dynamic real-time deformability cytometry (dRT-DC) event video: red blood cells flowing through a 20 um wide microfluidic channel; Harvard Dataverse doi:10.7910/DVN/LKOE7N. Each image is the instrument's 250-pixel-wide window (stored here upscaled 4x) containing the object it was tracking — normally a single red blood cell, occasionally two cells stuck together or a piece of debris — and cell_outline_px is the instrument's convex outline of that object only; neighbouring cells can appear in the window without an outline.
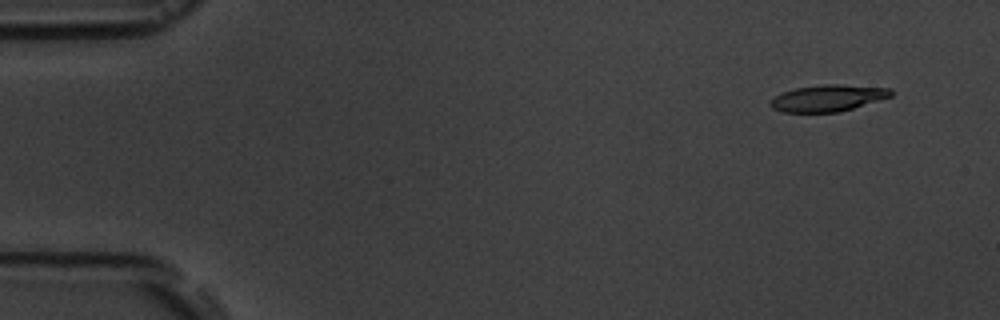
{"species": "common noctule bat (a hibernating species)", "species_latin": "Nyctalus noctula", "temperature_condition": "room temperature", "stored_images_in_passage": 7, "camera_frame_rate_fps": 3000, "um_per_image_px": 0.085, "animal": {"sex": "male", "body_mass_g": 19.5, "forearm_length_mm": 54.6}, "frame": {"image": 1, "passage_image": 1, "time_ms": 0.0, "image_size_px": [1000, 320], "cell_outline_px": [[892, 96], [840, 112], [780, 112], [772, 108], [768, 104], [776, 96], [784, 92], [796, 88], [824, 84], [840, 84], [892, 88]], "centroid_in_image_um": [70.38, 8.34], "position_along_channel_um": 14.6, "area_um2": 18.61}}
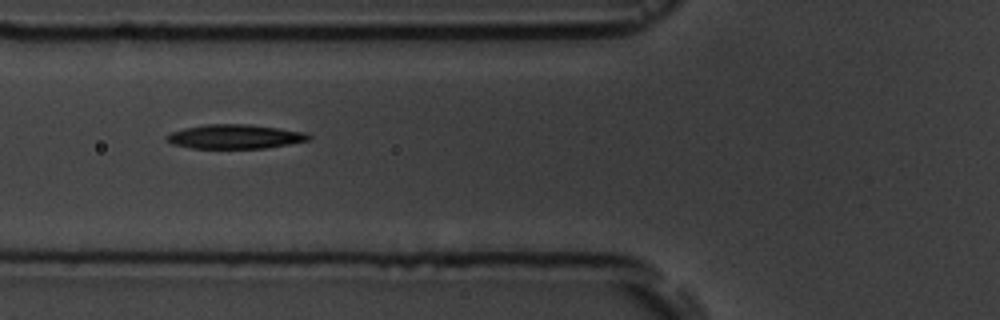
{"frame": {"image": 2, "passage_image": 6, "time_ms": 5.667, "image_size_px": [1000, 320], "cell_outline_px": [[312, 136], [308, 140], [288, 144], [264, 148], [192, 148], [172, 144], [164, 136], [172, 132], [184, 128], [204, 124], [248, 124], [280, 128], [308, 132]], "centroid_in_image_um": [19.98, 11.6], "position_along_channel_um": 105.8, "area_um2": 20.06}}
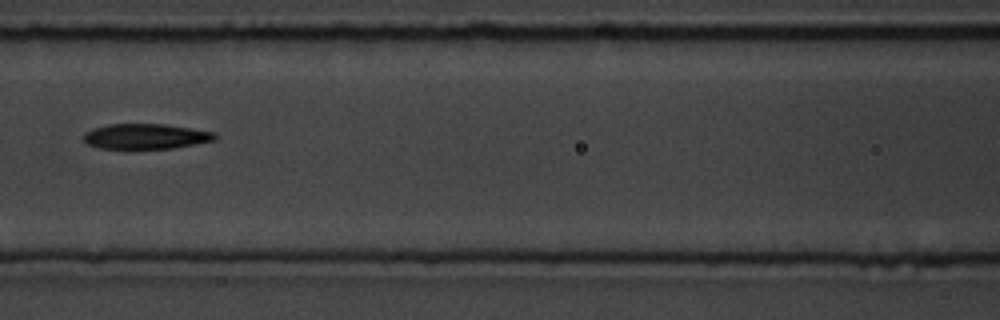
{"frame": {"image": 3, "passage_image": 7, "time_ms": 7.0, "image_size_px": [1000, 320], "cell_outline_px": [[220, 136], [216, 140], [196, 144], [172, 148], [100, 148], [88, 144], [84, 140], [84, 132], [92, 128], [108, 124], [164, 124], [216, 132]], "centroid_in_image_um": [12.43, 11.58], "position_along_channel_um": 154.2, "area_um2": 19.36}}